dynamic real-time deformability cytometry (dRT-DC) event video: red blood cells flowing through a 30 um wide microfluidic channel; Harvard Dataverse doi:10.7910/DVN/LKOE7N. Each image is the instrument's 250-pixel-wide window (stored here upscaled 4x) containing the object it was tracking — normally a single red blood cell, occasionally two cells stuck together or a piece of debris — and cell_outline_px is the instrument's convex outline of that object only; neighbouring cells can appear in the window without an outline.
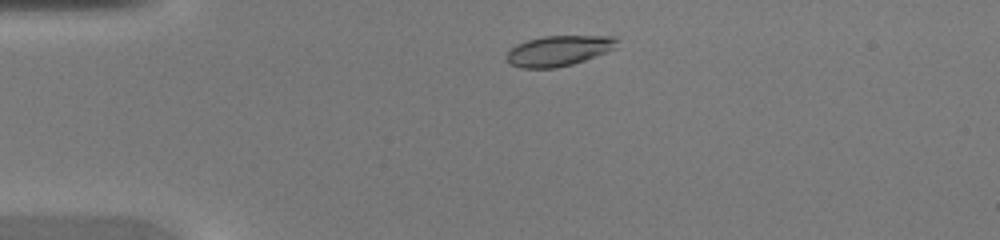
{"species": "common noctule bat (a hibernating species)", "species_latin": "Nyctalus noctula", "temperature_condition": "warm", "stored_images_in_passage": 39, "camera_frame_rate_fps": 3000, "um_per_image_px": 0.085, "animal": {"sex": "female", "body_mass_g": 20.0, "forearm_length_mm": 54.0}, "frame": {"image": 1, "passage_image": 4, "time_ms": 1.0, "image_size_px": [1000, 240], "cell_outline_px": [[616, 48], [584, 60], [572, 64], [556, 68], [520, 68], [508, 64], [504, 56], [516, 44], [528, 40], [544, 36], [616, 36]], "centroid_in_image_um": [47.43, 4.32], "position_along_channel_um": 37.6, "area_um2": 19.54}}
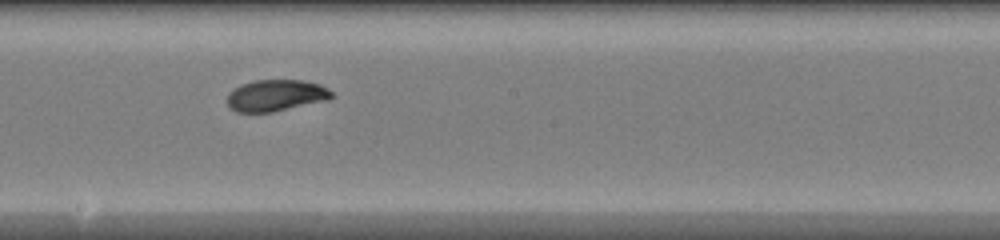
{"frame": {"image": 2, "passage_image": 19, "time_ms": 6.0, "image_size_px": [1000, 240], "cell_outline_px": [[332, 96], [328, 100], [272, 112], [236, 112], [228, 108], [228, 92], [240, 84], [256, 80], [300, 80], [320, 84], [328, 88], [332, 92]], "centroid_in_image_um": [23.43, 8.11], "position_along_channel_um": 224.8, "area_um2": 19.25}}
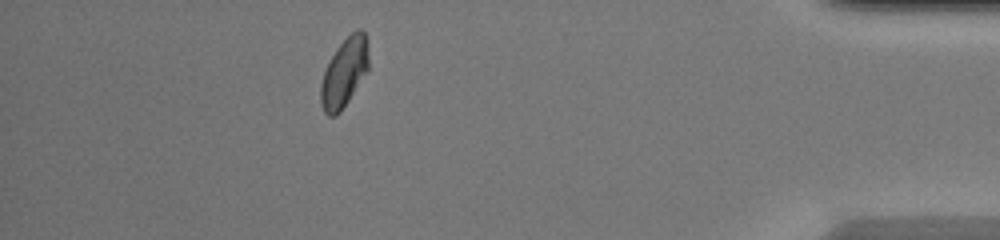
{"frame": {"image": 3, "passage_image": 34, "time_ms": 11.0, "image_size_px": [1000, 240], "cell_outline_px": [[368, 68], [348, 100], [340, 112], [336, 116], [328, 116], [324, 112], [320, 104], [320, 84], [324, 72], [336, 48], [356, 28], [360, 28], [364, 32], [368, 40]], "centroid_in_image_um": [29.25, 6.16], "position_along_channel_um": 406.0, "area_um2": 19.02}}